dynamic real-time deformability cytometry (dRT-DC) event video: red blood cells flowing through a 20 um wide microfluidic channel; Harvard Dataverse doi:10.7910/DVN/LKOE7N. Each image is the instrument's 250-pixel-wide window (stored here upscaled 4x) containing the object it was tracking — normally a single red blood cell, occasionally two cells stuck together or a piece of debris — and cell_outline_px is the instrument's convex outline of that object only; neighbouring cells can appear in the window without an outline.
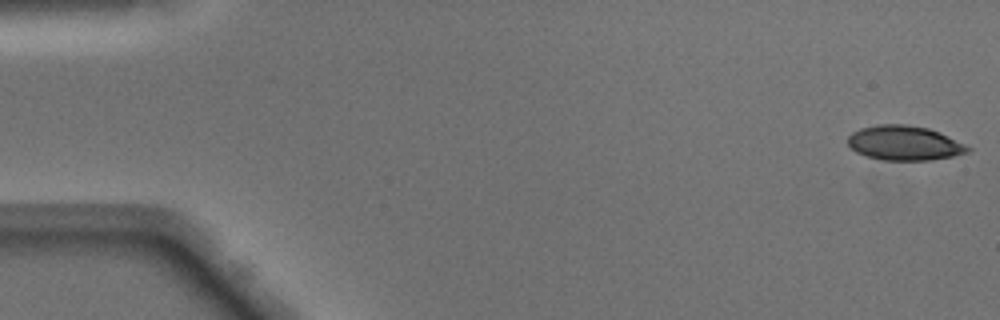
{"species": "Egyptian fruit bat (a non-hibernating species)", "species_latin": "Rousettus aegyptiacus", "temperature_condition": "warm", "stored_images_in_passage": 45, "camera_frame_rate_fps": 3000, "um_per_image_px": 0.085, "animal": {"sex": "male"}, "frame": {"image": 1, "passage_image": 1, "time_ms": 0.0, "image_size_px": [1000, 320], "cell_outline_px": [[972, 148], [968, 152], [952, 156], [928, 160], [884, 160], [868, 156], [856, 152], [848, 144], [848, 136], [852, 132], [860, 128], [876, 124], [904, 124], [928, 128], [940, 132]], "centroid_in_image_um": [76.86, 12.14], "position_along_channel_um": 8.1, "area_um2": 24.04}}
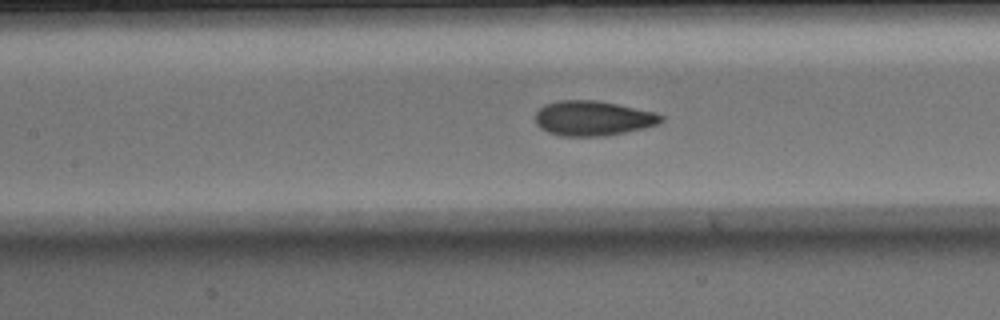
{"frame": {"image": 2, "passage_image": 22, "time_ms": 7.0, "image_size_px": [1000, 320], "cell_outline_px": [[664, 120], [660, 124], [644, 128], [604, 136], [560, 136], [548, 132], [540, 128], [536, 124], [536, 112], [544, 104], [560, 100], [596, 100], [656, 112], [664, 116]], "centroid_in_image_um": [50.41, 10.05], "position_along_channel_um": 157.0, "area_um2": 25.66}}
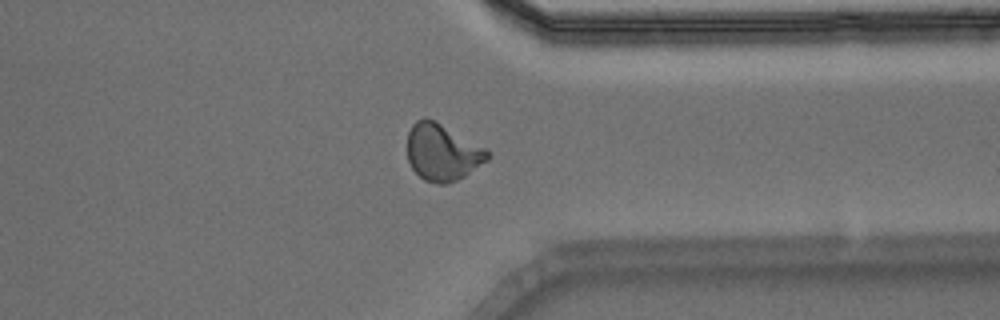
{"frame": {"image": 3, "passage_image": 38, "time_ms": 12.333, "image_size_px": [1000, 320], "cell_outline_px": [[488, 160], [464, 176], [456, 180], [444, 184], [436, 184], [424, 180], [412, 168], [408, 160], [408, 132], [412, 124], [416, 120], [424, 116], [436, 120], [488, 148]], "centroid_in_image_um": [37.6, 12.91], "position_along_channel_um": 373.8, "area_um2": 26.82}}